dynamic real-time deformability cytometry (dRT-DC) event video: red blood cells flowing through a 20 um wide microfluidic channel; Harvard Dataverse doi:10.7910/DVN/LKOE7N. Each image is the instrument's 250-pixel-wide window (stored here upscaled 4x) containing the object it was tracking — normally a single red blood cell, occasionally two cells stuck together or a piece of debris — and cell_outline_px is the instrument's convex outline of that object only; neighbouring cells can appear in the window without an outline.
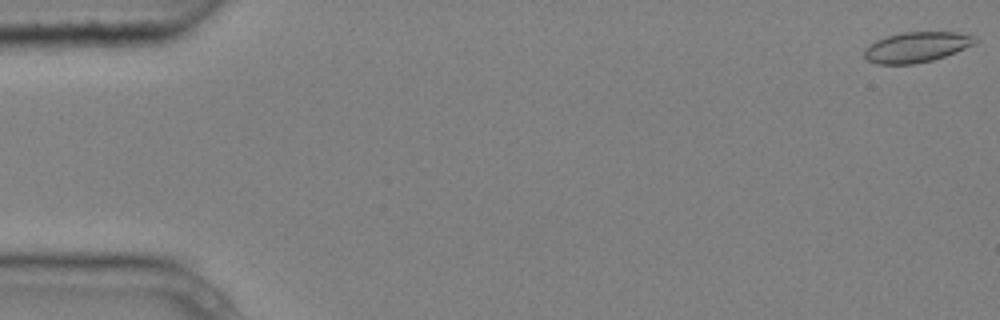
{"species": "common noctule bat (a hibernating species)", "species_latin": "Nyctalus noctula", "temperature_condition": "cold", "stored_images_in_passage": 5, "camera_frame_rate_fps": 3000, "um_per_image_px": 0.085, "animal": {"sex": "male", "body_mass_g": 20.4}, "frame": {"image": 1, "passage_image": 1, "time_ms": 0.0, "image_size_px": [1000, 320], "cell_outline_px": [[976, 40], [972, 44], [956, 52], [932, 60], [912, 64], [876, 64], [868, 60], [864, 56], [864, 48], [876, 40], [888, 36], [904, 32], [956, 32], [972, 36]], "centroid_in_image_um": [77.84, 4.01], "position_along_channel_um": 7.2, "area_um2": 19.25}}
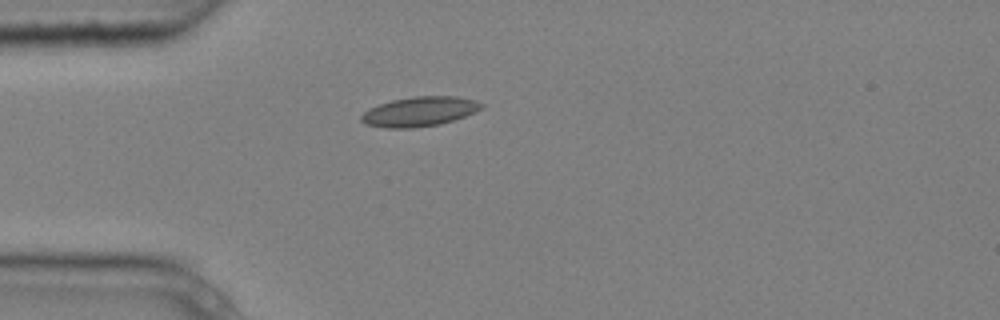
{"frame": {"image": 2, "passage_image": 5, "time_ms": 1.333, "image_size_px": [1000, 320], "cell_outline_px": [[484, 104], [476, 112], [440, 124], [412, 128], [384, 128], [364, 124], [360, 120], [360, 116], [368, 108], [392, 100], [412, 96], [456, 96], [476, 100]], "centroid_in_image_um": [35.62, 9.48], "position_along_channel_um": 49.4, "area_um2": 20.81}}